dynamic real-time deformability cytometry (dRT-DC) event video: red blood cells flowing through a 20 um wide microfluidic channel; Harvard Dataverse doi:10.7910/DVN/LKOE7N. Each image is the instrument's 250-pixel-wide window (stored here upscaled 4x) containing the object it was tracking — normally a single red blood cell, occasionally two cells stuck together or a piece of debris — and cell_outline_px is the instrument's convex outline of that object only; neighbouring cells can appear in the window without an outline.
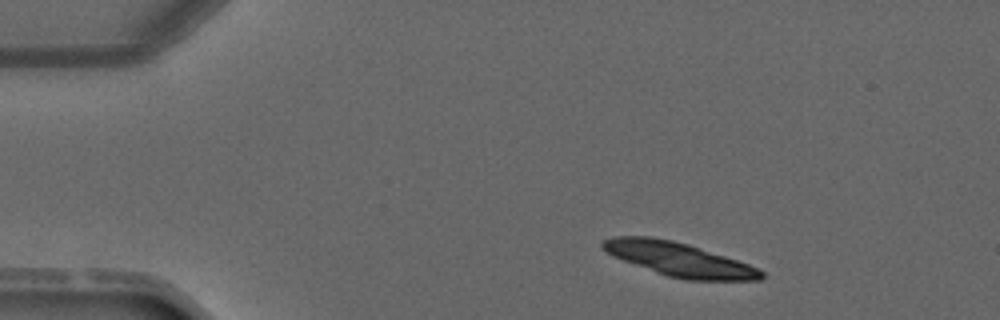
{"species": "common noctule bat (a hibernating species)", "species_latin": "Nyctalus noctula", "temperature_condition": "warm", "stored_images_in_passage": 4, "camera_frame_rate_fps": 3000, "um_per_image_px": 0.085, "animal": {"sex": "male", "forearm_length_mm": 52.5}, "frame": {"image": 1, "passage_image": 1, "time_ms": 0.0, "image_size_px": [1000, 320], "cell_outline_px": [[764, 280], [688, 280], [668, 276], [656, 272], [612, 256], [600, 248], [600, 244], [604, 240], [612, 236], [648, 236], [672, 240], [688, 244], [760, 268], [764, 272]], "centroid_in_image_um": [57.7, 22.04], "position_along_channel_um": 27.3, "area_um2": 31.1}}
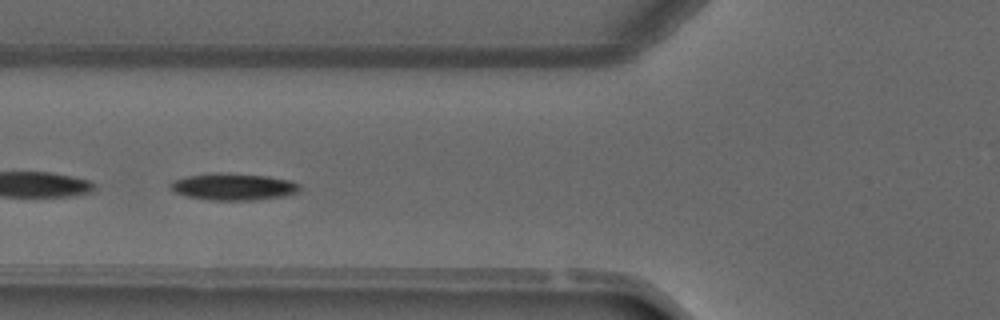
{"frame": {"image": 2, "passage_image": 4, "time_ms": 3.333, "image_size_px": [1000, 320], "cell_outline_px": [[300, 192], [284, 196], [256, 200], [208, 200], [184, 196], [168, 188], [168, 184], [172, 180], [188, 176], [220, 172], [228, 172], [268, 176], [292, 180], [300, 184]], "centroid_in_image_um": [19.84, 15.87], "position_along_channel_um": 106.0, "area_um2": 20.69}}